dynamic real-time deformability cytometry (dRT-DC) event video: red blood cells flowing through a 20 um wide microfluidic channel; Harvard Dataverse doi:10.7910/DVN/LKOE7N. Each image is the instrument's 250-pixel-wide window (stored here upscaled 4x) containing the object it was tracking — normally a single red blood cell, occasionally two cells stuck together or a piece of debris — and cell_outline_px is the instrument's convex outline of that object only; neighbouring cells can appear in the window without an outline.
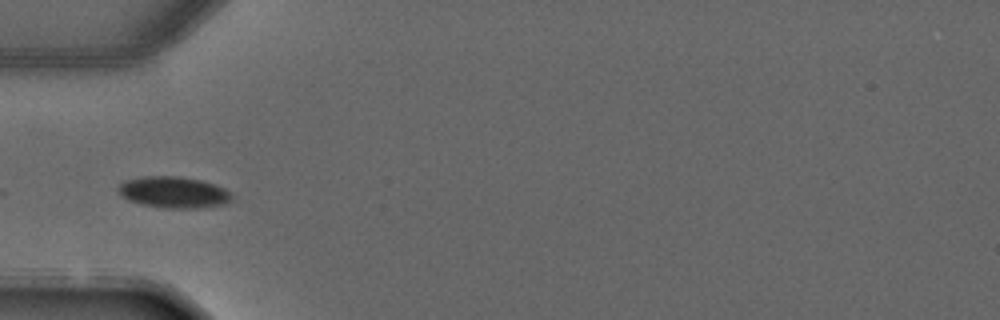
{"species": "common noctule bat (a hibernating species)", "species_latin": "Nyctalus noctula", "temperature_condition": "warm", "stored_images_in_passage": 4, "camera_frame_rate_fps": 3000, "um_per_image_px": 0.085, "animal": {"sex": "male", "forearm_length_mm": 52.5}, "frame": {"image": 1, "passage_image": 4, "time_ms": 3.333, "image_size_px": [1000, 320], "cell_outline_px": [[232, 200], [224, 204], [200, 208], [164, 208], [140, 204], [128, 200], [116, 188], [124, 180], [144, 176], [180, 176], [200, 180], [216, 184], [232, 192]], "centroid_in_image_um": [14.78, 16.34], "position_along_channel_um": 70.2, "area_um2": 20.92}}